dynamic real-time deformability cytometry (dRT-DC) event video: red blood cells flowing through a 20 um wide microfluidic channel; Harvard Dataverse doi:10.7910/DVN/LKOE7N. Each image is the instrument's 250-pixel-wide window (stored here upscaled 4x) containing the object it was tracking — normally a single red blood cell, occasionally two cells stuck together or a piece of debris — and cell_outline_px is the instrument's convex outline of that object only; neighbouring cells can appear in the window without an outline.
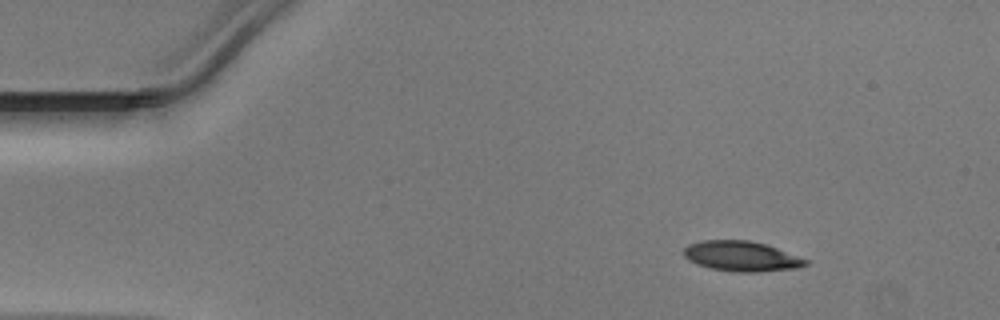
{"species": "Egyptian fruit bat (a non-hibernating species)", "species_latin": "Rousettus aegyptiacus", "temperature_condition": "warm", "stored_images_in_passage": 8, "camera_frame_rate_fps": 3000, "um_per_image_px": 0.085, "animal": {"sex": "male"}, "frame": {"image": 1, "passage_image": 8, "time_ms": 2.333, "image_size_px": [1000, 320], "cell_outline_px": [[808, 264], [796, 268], [756, 272], [736, 272], [712, 268], [696, 264], [688, 260], [684, 256], [684, 248], [688, 244], [704, 240], [748, 240], [764, 244], [776, 248], [808, 260]], "centroid_in_image_um": [62.99, 21.78], "position_along_channel_um": 22.0, "area_um2": 21.15}}